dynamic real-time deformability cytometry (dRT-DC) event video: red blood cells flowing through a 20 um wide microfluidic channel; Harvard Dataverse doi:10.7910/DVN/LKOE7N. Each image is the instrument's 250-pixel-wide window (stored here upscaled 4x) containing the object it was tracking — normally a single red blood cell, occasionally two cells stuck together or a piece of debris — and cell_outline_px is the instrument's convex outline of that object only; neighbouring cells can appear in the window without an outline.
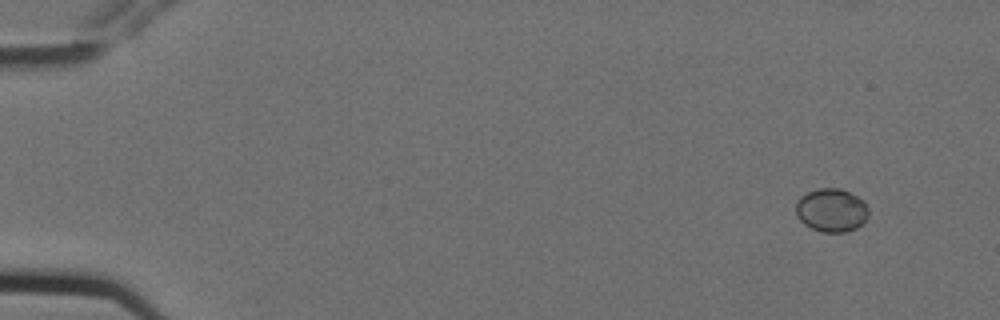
{"species": "Egyptian fruit bat (a non-hibernating species)", "species_latin": "Rousettus aegyptiacus", "temperature_condition": "cold", "stored_images_in_passage": 4, "camera_frame_rate_fps": 3000, "um_per_image_px": 0.085, "animal": {"sex": "female"}, "frame": {"image": 1, "passage_image": 1, "time_ms": 0.0, "image_size_px": [1000, 320], "cell_outline_px": [[868, 216], [856, 228], [844, 232], [820, 232], [804, 224], [796, 216], [796, 200], [800, 196], [816, 188], [840, 188], [864, 200], [868, 208]], "centroid_in_image_um": [70.65, 17.86], "position_along_channel_um": 14.4, "area_um2": 18.44}}
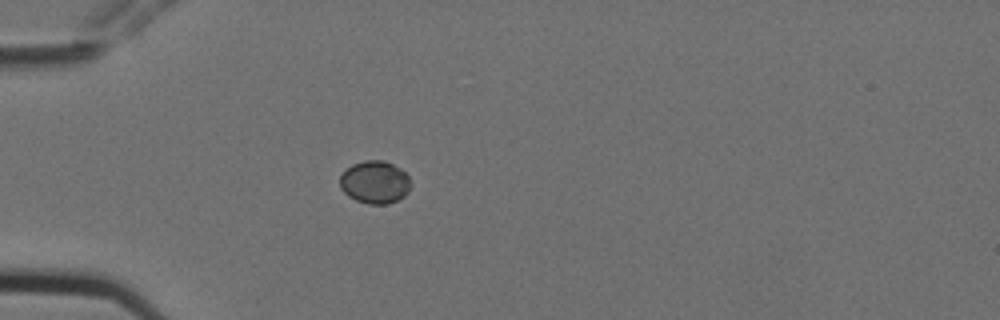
{"frame": {"image": 2, "passage_image": 4, "time_ms": 1.0, "image_size_px": [1000, 320], "cell_outline_px": [[408, 192], [404, 196], [388, 204], [368, 204], [356, 200], [348, 196], [340, 188], [340, 176], [352, 164], [364, 160], [384, 160], [400, 168], [408, 176]], "centroid_in_image_um": [31.83, 15.48], "position_along_channel_um": 53.2, "area_um2": 17.46}}